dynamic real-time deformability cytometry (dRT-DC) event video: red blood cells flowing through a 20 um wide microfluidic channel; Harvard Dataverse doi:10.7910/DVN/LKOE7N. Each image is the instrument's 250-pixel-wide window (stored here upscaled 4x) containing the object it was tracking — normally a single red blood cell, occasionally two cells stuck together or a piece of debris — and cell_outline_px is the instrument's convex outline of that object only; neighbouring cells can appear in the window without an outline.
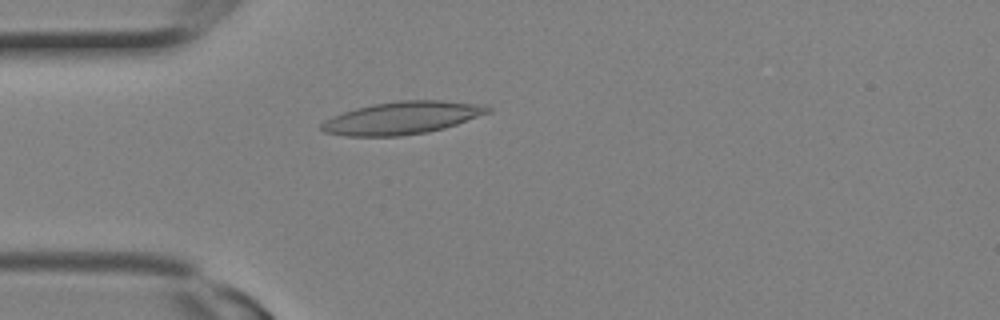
{"species": "Egyptian fruit bat (a non-hibernating species)", "species_latin": "Rousettus aegyptiacus", "temperature_condition": "room temperature", "stored_images_in_passage": 4, "camera_frame_rate_fps": 3000, "um_per_image_px": 0.085, "animal": {"sex": "female"}, "frame": {"image": 1, "passage_image": 2, "time_ms": 0.333, "image_size_px": [1000, 320], "cell_outline_px": [[492, 112], [444, 128], [428, 132], [400, 136], [344, 136], [324, 132], [320, 128], [320, 124], [324, 120], [332, 116], [356, 108], [372, 104], [400, 100], [444, 100], [488, 104], [492, 108]], "centroid_in_image_um": [34.22, 10.01], "position_along_channel_um": 50.8, "area_um2": 31.96}}
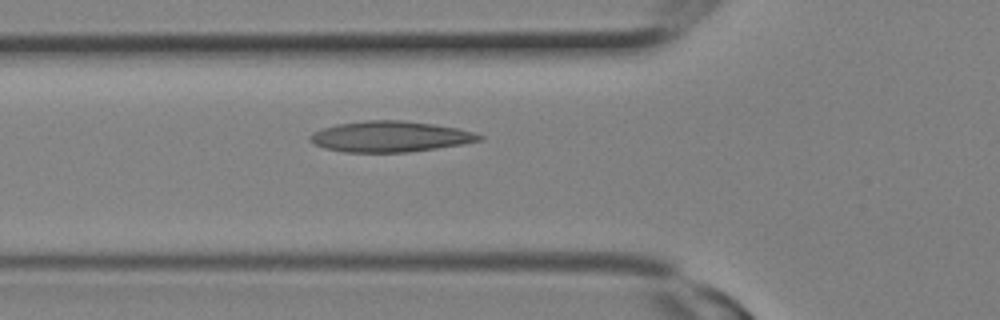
{"frame": {"image": 2, "passage_image": 4, "time_ms": 1.0, "image_size_px": [1000, 320], "cell_outline_px": [[484, 136], [480, 140], [464, 144], [408, 152], [344, 152], [324, 148], [312, 144], [308, 140], [308, 136], [312, 132], [336, 124], [364, 120], [400, 120], [432, 124], [456, 128], [472, 132]], "centroid_in_image_um": [33.09, 11.61], "position_along_channel_um": 92.7, "area_um2": 30.35}}